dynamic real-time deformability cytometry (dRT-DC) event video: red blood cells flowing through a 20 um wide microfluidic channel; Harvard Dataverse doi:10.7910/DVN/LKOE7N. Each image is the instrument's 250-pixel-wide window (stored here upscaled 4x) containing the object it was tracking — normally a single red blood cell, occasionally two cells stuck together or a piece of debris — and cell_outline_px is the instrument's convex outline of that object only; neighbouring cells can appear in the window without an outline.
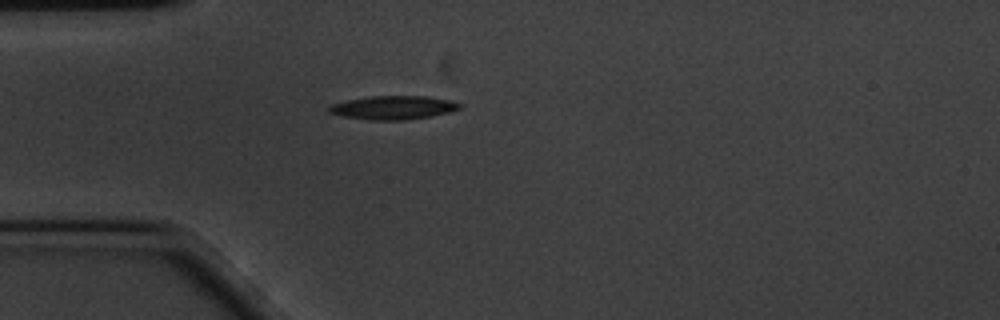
{"species": "common noctule bat (a hibernating species)", "species_latin": "Nyctalus noctula", "temperature_condition": "cold", "stored_images_in_passage": 44, "camera_frame_rate_fps": 3000, "um_per_image_px": 0.085, "animal": {"sex": "male", "body_mass_g": 20.1, "forearm_length_mm": 53.5}, "frame": {"image": 1, "passage_image": 1, "time_ms": 0.0, "image_size_px": [1000, 320], "cell_outline_px": [[464, 104], [460, 108], [448, 112], [432, 116], [404, 120], [372, 120], [344, 116], [328, 112], [328, 108], [332, 104], [344, 100], [372, 96], [424, 96], [452, 100]], "centroid_in_image_um": [33.45, 9.14], "position_along_channel_um": 51.5, "area_um2": 17.98}}
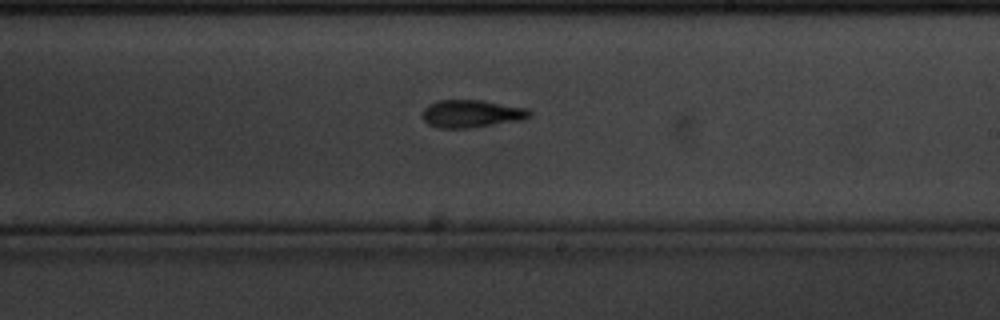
{"frame": {"image": 2, "passage_image": 19, "time_ms": 6.0, "image_size_px": [1000, 320], "cell_outline_px": [[532, 116], [524, 120], [468, 128], [436, 128], [428, 124], [424, 120], [424, 108], [428, 104], [440, 100], [484, 100], [528, 108], [532, 112]], "centroid_in_image_um": [40.13, 9.66], "position_along_channel_um": 248.9, "area_um2": 17.46}}
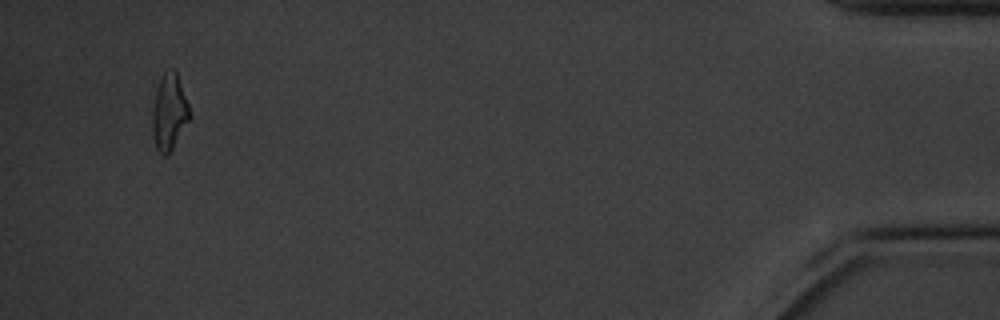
{"frame": {"image": 3, "passage_image": 41, "time_ms": 13.333, "image_size_px": [1000, 320], "cell_outline_px": [[188, 120], [168, 156], [160, 156], [156, 148], [152, 132], [152, 112], [156, 88], [164, 72], [172, 68], [176, 72], [188, 104]], "centroid_in_image_um": [14.34, 9.57], "position_along_channel_um": 420.9, "area_um2": 16.18}, "authors_computed_cell_mechanics": {"area_um2": 16.7909, "velocity_mm_per_s": 3.4122, "shape_relaxation_time_tau1_ms": 5.1892, "shape_relaxation_time_tau2_ms": 7.9995, "deformation_change_tau1": 0.1968, "deformation_change_tau2": 0.1842}}